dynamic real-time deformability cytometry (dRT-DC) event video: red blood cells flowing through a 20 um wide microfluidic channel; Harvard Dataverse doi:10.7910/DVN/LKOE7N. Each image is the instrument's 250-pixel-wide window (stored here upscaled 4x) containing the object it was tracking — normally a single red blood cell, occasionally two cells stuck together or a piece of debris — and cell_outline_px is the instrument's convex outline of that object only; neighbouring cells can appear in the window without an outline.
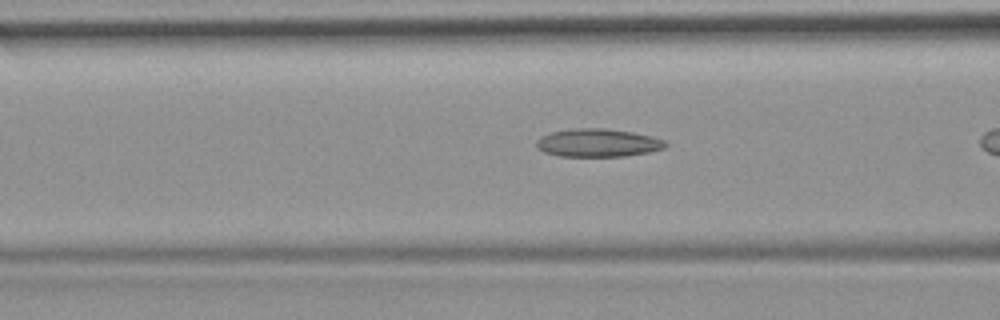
{"species": "common noctule bat (a hibernating species)", "species_latin": "Nyctalus noctula", "temperature_condition": "room temperature", "stored_images_in_passage": 6, "camera_frame_rate_fps": 3000, "um_per_image_px": 0.085, "animal": {"sex": "female", "body_mass_g": 19.9}, "frame": {"image": 1, "passage_image": 4, "time_ms": 1.0, "image_size_px": [1000, 320], "cell_outline_px": [[668, 144], [664, 148], [648, 152], [624, 156], [560, 156], [544, 152], [536, 148], [536, 140], [540, 136], [552, 132], [576, 128], [604, 128], [632, 132], [652, 136], [664, 140]], "centroid_in_image_um": [50.8, 12.14], "position_along_channel_um": 115.8, "area_um2": 21.1}}